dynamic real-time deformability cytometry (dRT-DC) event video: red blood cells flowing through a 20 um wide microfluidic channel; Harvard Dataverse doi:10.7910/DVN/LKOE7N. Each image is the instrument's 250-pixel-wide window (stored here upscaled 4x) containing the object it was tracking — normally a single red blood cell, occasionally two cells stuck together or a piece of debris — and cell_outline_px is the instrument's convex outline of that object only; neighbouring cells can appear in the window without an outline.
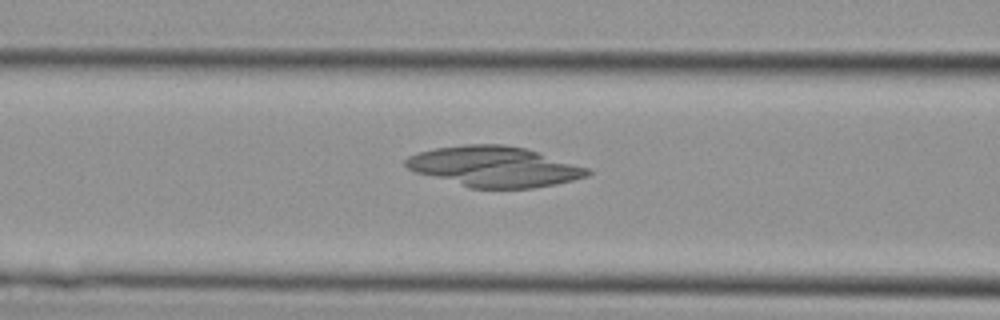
{"species": "Egyptian fruit bat (a non-hibernating species)", "species_latin": "Rousettus aegyptiacus", "temperature_condition": "cold", "stored_images_in_passage": 12, "camera_frame_rate_fps": 3000, "um_per_image_px": 0.085, "animal": {"sex": "female"}, "frame": {"image": 1, "passage_image": 8, "time_ms": 2.333, "image_size_px": [1000, 320], "cell_outline_px": [[592, 172], [588, 176], [556, 184], [532, 188], [468, 188], [416, 172], [408, 168], [404, 164], [404, 160], [408, 156], [420, 152], [436, 148], [464, 144], [504, 144], [524, 148], [588, 168]], "centroid_in_image_um": [41.99, 14.17], "position_along_channel_um": 124.6, "area_um2": 42.6}}
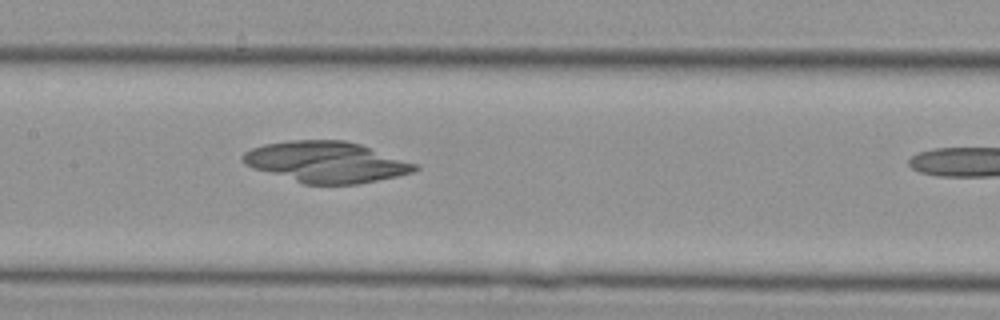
{"frame": {"image": 2, "passage_image": 11, "time_ms": 3.333, "image_size_px": [1000, 320], "cell_outline_px": [[420, 168], [412, 172], [396, 176], [356, 184], [304, 184], [252, 168], [244, 164], [240, 160], [240, 156], [244, 152], [252, 148], [264, 144], [288, 140], [344, 140], [360, 144], [420, 164]], "centroid_in_image_um": [27.71, 13.76], "position_along_channel_um": 179.7, "area_um2": 41.27}}